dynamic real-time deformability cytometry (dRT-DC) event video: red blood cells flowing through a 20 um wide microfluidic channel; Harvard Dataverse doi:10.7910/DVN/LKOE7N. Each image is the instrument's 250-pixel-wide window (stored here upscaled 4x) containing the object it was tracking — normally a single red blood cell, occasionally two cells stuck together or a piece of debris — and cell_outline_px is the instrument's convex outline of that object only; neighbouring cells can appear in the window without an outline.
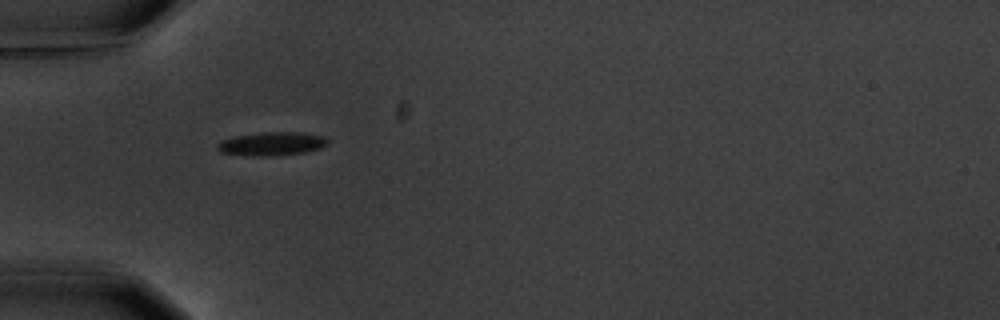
{"species": "common noctule bat (a hibernating species)", "species_latin": "Nyctalus noctula", "temperature_condition": "warm", "stored_images_in_passage": 10, "camera_frame_rate_fps": 3000, "um_per_image_px": 0.085, "animal": {"sex": "male", "body_mass_g": 20.1, "forearm_length_mm": 53.5}, "frame": {"image": 1, "passage_image": 1, "time_ms": 0.0, "image_size_px": [1000, 320], "cell_outline_px": [[328, 144], [320, 148], [304, 152], [276, 156], [248, 156], [220, 152], [216, 148], [216, 144], [220, 140], [232, 136], [264, 132], [300, 132], [324, 136], [328, 140]], "centroid_in_image_um": [23.05, 12.22], "position_along_channel_um": 61.9, "area_um2": 15.37}}
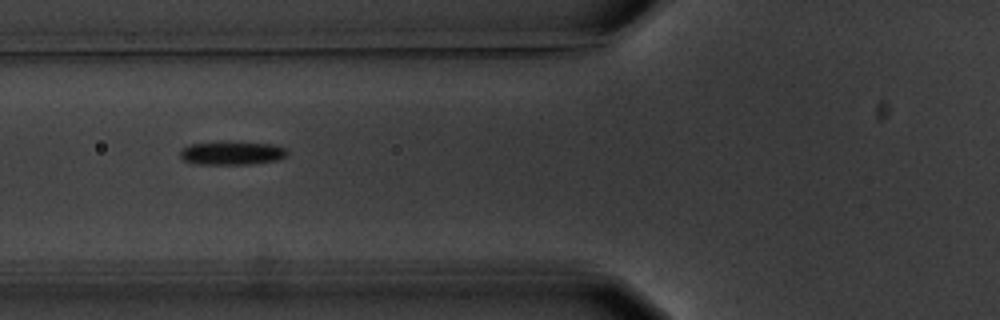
{"frame": {"image": 2, "passage_image": 2, "time_ms": 1.333, "image_size_px": [1000, 320], "cell_outline_px": [[288, 156], [276, 160], [252, 164], [196, 164], [184, 160], [180, 156], [180, 152], [188, 144], [216, 140], [228, 140], [276, 144], [288, 148]], "centroid_in_image_um": [19.75, 12.96], "position_along_channel_um": 106.0, "area_um2": 15.43}}
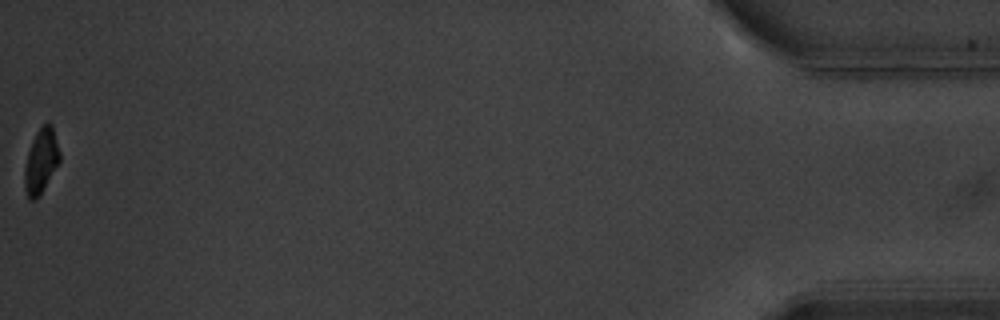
{"frame": {"image": 3, "passage_image": 10, "time_ms": 13.0, "image_size_px": [1000, 320], "cell_outline_px": [[60, 160], [40, 196], [36, 200], [28, 200], [24, 188], [24, 168], [28, 152], [32, 140], [36, 132], [48, 120], [52, 124], [60, 152]], "centroid_in_image_um": [3.48, 13.7], "position_along_channel_um": 431.7, "area_um2": 13.41}, "authors_computed_cell_mechanics": {"area_um2": 14.739, "velocity_mm_per_s": 3.5638, "shape_relaxation_time_tau1_ms": 1.9817, "shape_relaxation_time_tau2_ms": null, "deformation_change_tau1": 0.0862, "deformation_change_tau2": null}}